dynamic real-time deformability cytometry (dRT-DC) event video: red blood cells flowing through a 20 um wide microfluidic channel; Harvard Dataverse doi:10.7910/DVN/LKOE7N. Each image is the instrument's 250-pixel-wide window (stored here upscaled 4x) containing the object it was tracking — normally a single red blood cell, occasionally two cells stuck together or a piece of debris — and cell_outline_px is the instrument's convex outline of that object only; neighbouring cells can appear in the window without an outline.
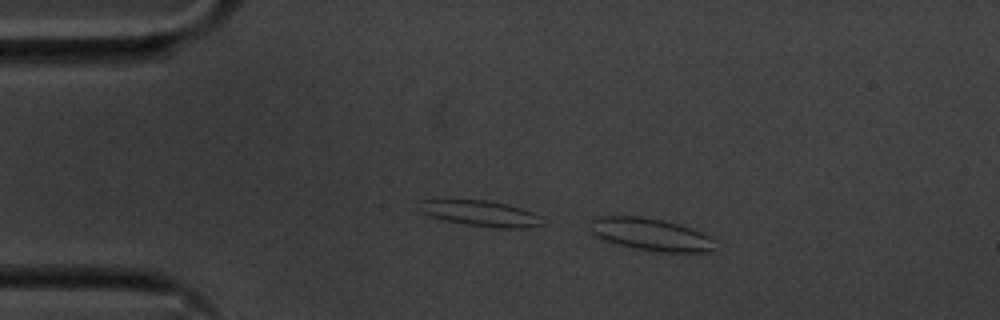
{"species": "common noctule bat (a hibernating species)", "species_latin": "Nyctalus noctula", "temperature_condition": "cold", "stored_images_in_passage": 29, "camera_frame_rate_fps": 3000, "um_per_image_px": 0.085, "animal": {"sex": "male", "body_mass_g": 20.1, "forearm_length_mm": 53.5}, "frame": {"image": 1, "passage_image": 2, "time_ms": 0.333, "image_size_px": [1000, 320], "cell_outline_px": [[720, 240], [716, 252], [660, 252], [636, 248], [616, 244], [604, 240], [596, 236], [592, 232], [592, 216], [636, 216], [664, 220], [692, 228], [712, 236]], "centroid_in_image_um": [55.46, 19.94], "position_along_channel_um": 29.5, "area_um2": 24.1}}
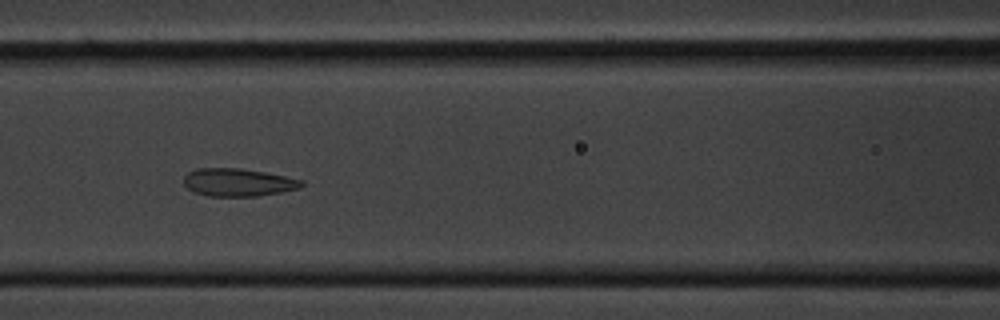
{"frame": {"image": 2, "passage_image": 16, "time_ms": 5.0, "image_size_px": [1000, 320], "cell_outline_px": [[304, 184], [300, 188], [280, 192], [256, 196], [208, 196], [192, 192], [184, 184], [184, 176], [188, 172], [196, 168], [240, 168], [264, 172], [304, 180]], "centroid_in_image_um": [20.21, 15.5], "position_along_channel_um": 146.4, "area_um2": 19.13}}
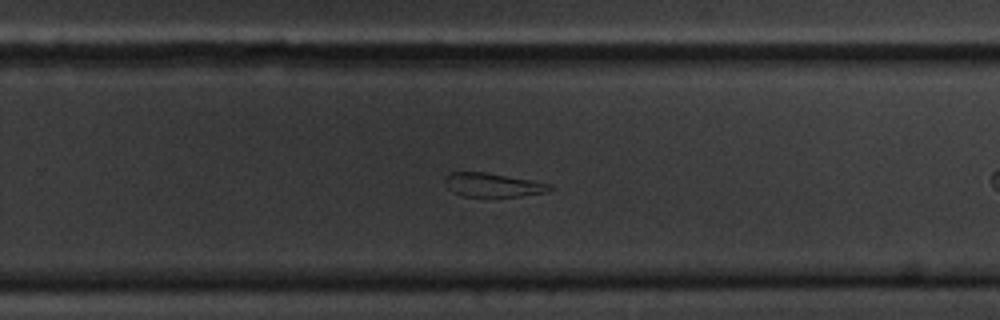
{"frame": {"image": 3, "passage_image": 24, "time_ms": 7.667, "image_size_px": [1000, 320], "cell_outline_px": [[556, 188], [548, 192], [520, 196], [464, 196], [452, 192], [444, 184], [444, 176], [448, 172], [484, 172], [532, 180], [552, 184]], "centroid_in_image_um": [41.9, 15.71], "position_along_channel_um": 287.9, "area_um2": 14.74}}